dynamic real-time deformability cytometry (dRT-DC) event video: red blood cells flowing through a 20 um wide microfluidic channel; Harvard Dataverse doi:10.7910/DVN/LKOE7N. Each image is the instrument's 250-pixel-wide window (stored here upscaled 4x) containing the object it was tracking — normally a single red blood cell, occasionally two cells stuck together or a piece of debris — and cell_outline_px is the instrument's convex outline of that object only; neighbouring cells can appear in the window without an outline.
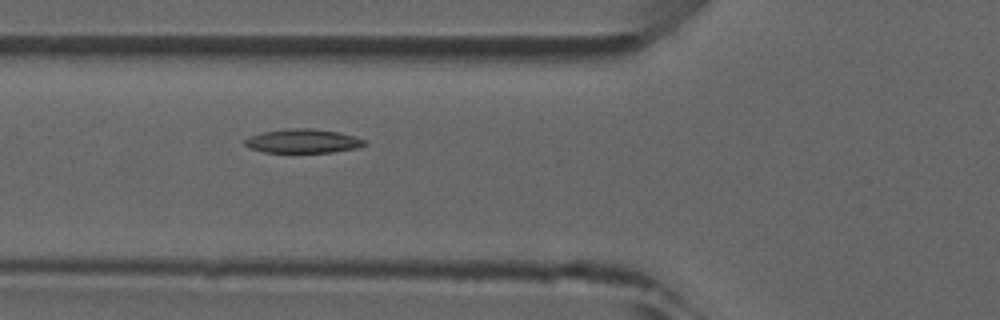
{"species": "common noctule bat (a hibernating species)", "species_latin": "Nyctalus noctula", "temperature_condition": "room temperature", "stored_images_in_passage": 4, "camera_frame_rate_fps": 3000, "um_per_image_px": 0.085, "animal": {"sex": "male", "forearm_length_mm": 52.5}, "frame": {"image": 1, "passage_image": 4, "time_ms": 3.333, "image_size_px": [1000, 320], "cell_outline_px": [[364, 144], [360, 148], [332, 152], [264, 152], [248, 148], [244, 144], [244, 140], [252, 136], [264, 132], [288, 128], [312, 128], [340, 132], [356, 136], [364, 140]], "centroid_in_image_um": [25.77, 11.99], "position_along_channel_um": 100.0, "area_um2": 16.7}}